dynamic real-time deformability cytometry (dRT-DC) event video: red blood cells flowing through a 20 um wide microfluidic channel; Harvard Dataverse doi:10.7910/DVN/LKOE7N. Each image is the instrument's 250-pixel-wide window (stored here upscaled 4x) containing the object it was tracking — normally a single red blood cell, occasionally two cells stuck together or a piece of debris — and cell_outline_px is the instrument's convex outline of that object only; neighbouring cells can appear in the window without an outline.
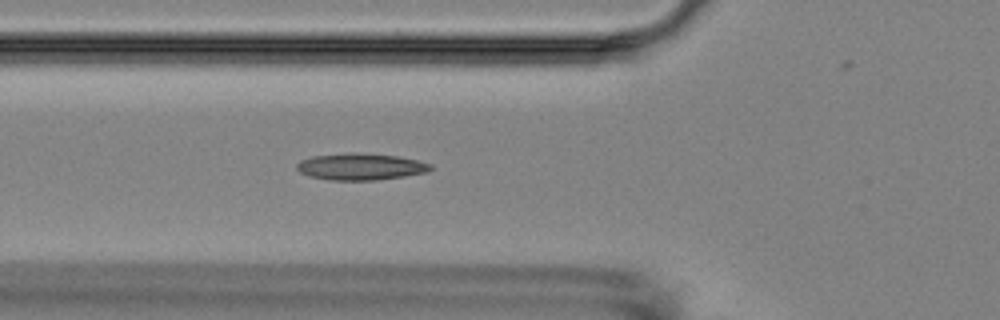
{"species": "Egyptian fruit bat (a non-hibernating species)", "species_latin": "Rousettus aegyptiacus", "temperature_condition": "room temperature", "stored_images_in_passage": 3, "camera_frame_rate_fps": 3000, "um_per_image_px": 0.085, "animal": {"sex": "female"}, "frame": {"image": 1, "passage_image": 3, "time_ms": 3.0, "image_size_px": [1000, 320], "cell_outline_px": [[432, 168], [428, 172], [404, 176], [376, 180], [332, 180], [308, 176], [300, 172], [296, 168], [296, 164], [300, 160], [312, 156], [396, 156], [416, 160], [432, 164]], "centroid_in_image_um": [30.66, 14.23], "position_along_channel_um": 95.1, "area_um2": 19.54}}